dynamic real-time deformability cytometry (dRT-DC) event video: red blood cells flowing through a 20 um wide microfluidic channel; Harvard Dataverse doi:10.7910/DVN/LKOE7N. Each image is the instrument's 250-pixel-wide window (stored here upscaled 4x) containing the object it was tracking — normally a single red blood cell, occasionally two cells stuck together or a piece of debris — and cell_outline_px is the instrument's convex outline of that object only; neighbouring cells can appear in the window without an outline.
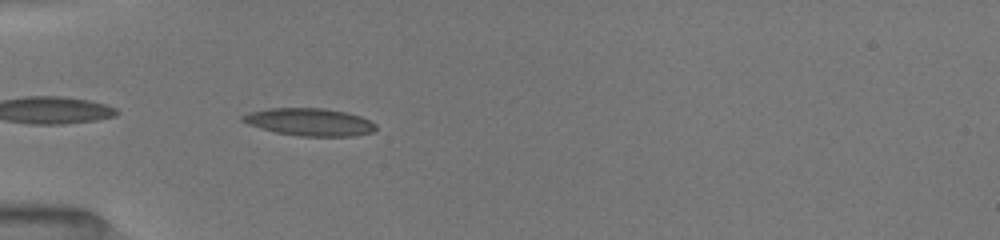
{"species": "common noctule bat (a hibernating species)", "species_latin": "Nyctalus noctula", "temperature_condition": "room temperature", "stored_images_in_passage": 35, "camera_frame_rate_fps": 3000, "um_per_image_px": 0.085, "animal": {"sex": "female", "body_mass_g": 19.5, "forearm_length_mm": 54.1}, "frame": {"image": 1, "passage_image": 2, "time_ms": 0.333, "image_size_px": [1000, 240], "cell_outline_px": [[376, 128], [372, 132], [352, 136], [300, 136], [276, 132], [248, 124], [240, 120], [240, 116], [248, 112], [268, 108], [324, 108], [344, 112], [360, 116], [372, 120], [376, 124]], "centroid_in_image_um": [26.3, 10.36], "position_along_channel_um": 58.7, "area_um2": 21.39}}
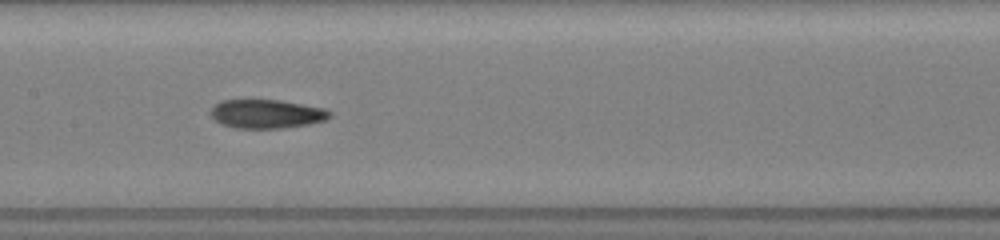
{"frame": {"image": 2, "passage_image": 12, "time_ms": 3.667, "image_size_px": [1000, 240], "cell_outline_px": [[332, 116], [324, 120], [308, 124], [284, 128], [236, 128], [220, 124], [208, 112], [220, 100], [280, 100], [324, 108], [332, 112]], "centroid_in_image_um": [22.65, 9.68], "position_along_channel_um": 184.7, "area_um2": 20.0}}
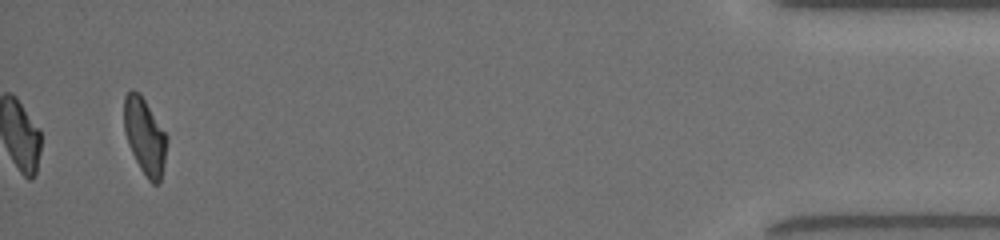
{"frame": {"image": 3, "passage_image": 35, "time_ms": 11.333, "image_size_px": [1000, 240], "cell_outline_px": [[168, 140], [160, 184], [152, 184], [148, 180], [140, 168], [128, 144], [124, 132], [124, 96], [132, 88], [140, 92], [168, 136]], "centroid_in_image_um": [12.31, 11.56], "position_along_channel_um": 422.9, "area_um2": 19.25}, "authors_computed_cell_mechanics": {"area_um2": 20.0566, "velocity_mm_per_s": 4.0393, "shape_relaxation_time_tau1_ms": null, "shape_relaxation_time_tau2_ms": 3.9282, "deformation_change_tau1": null, "deformation_change_tau2": 0.1103}}